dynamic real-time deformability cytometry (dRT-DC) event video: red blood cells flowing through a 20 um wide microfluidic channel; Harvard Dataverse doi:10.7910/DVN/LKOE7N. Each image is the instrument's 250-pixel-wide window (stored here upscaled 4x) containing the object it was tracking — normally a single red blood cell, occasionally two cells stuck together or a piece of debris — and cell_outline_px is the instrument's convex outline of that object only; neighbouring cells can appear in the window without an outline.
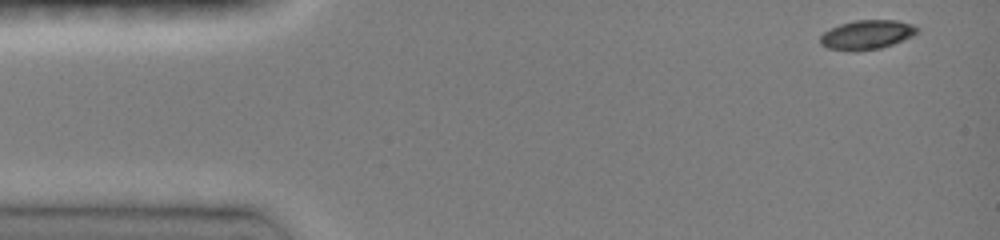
{"species": "common noctule bat (a hibernating species)", "species_latin": "Nyctalus noctula", "temperature_condition": "room temperature", "stored_images_in_passage": 57, "camera_frame_rate_fps": 3000, "um_per_image_px": 0.085, "animal": {"sex": "female", "body_mass_g": 19.0, "forearm_length_mm": 51.5}, "frame": {"image": 1, "passage_image": 1, "time_ms": 0.0, "image_size_px": [1000, 240], "cell_outline_px": [[920, 32], [912, 36], [892, 44], [880, 48], [852, 52], [828, 48], [820, 44], [820, 36], [824, 32], [840, 24], [856, 20], [896, 20], [912, 24], [920, 28]], "centroid_in_image_um": [73.7, 2.95], "position_along_channel_um": 11.3, "area_um2": 16.59}}
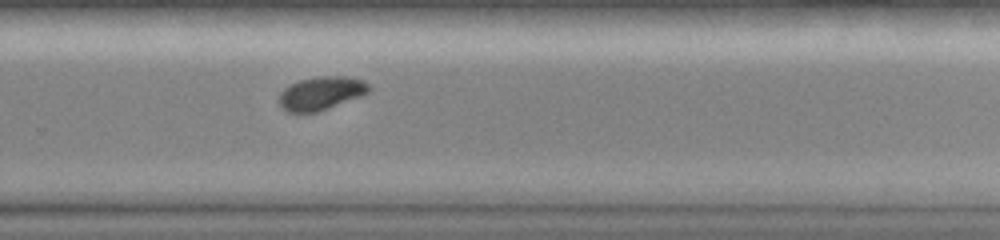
{"frame": {"image": 2, "passage_image": 41, "time_ms": 9.667, "image_size_px": [1000, 240], "cell_outline_px": [[372, 88], [368, 92], [360, 96], [316, 112], [288, 112], [280, 108], [280, 92], [284, 88], [300, 80], [316, 76], [348, 76], [364, 80]], "centroid_in_image_um": [27.3, 7.91], "position_along_channel_um": 302.5, "area_um2": 17.34}}
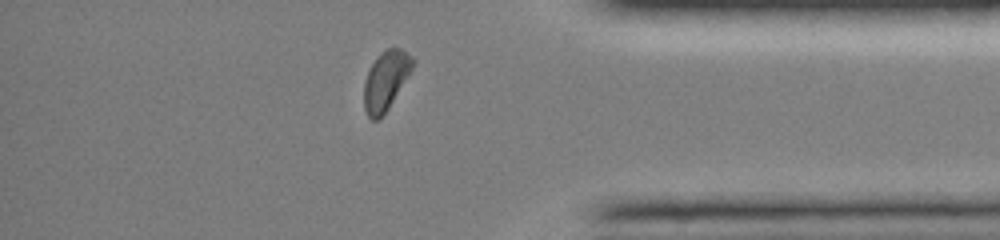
{"frame": {"image": 3, "passage_image": 51, "time_ms": 12.333, "image_size_px": [1000, 240], "cell_outline_px": [[416, 60], [412, 68], [388, 108], [376, 120], [372, 120], [368, 116], [364, 108], [364, 80], [376, 56], [380, 52], [388, 48], [400, 48], [412, 56]], "centroid_in_image_um": [32.78, 6.8], "position_along_channel_um": 402.4, "area_um2": 16.42}, "authors_computed_cell_mechanics": {"area_um2": 17.3978, "velocity_mm_per_s": 4.0793, "shape_relaxation_time_tau1_ms": 2.8856, "shape_relaxation_time_tau2_ms": null, "deformation_change_tau1": 0.1103, "deformation_change_tau2": null}}